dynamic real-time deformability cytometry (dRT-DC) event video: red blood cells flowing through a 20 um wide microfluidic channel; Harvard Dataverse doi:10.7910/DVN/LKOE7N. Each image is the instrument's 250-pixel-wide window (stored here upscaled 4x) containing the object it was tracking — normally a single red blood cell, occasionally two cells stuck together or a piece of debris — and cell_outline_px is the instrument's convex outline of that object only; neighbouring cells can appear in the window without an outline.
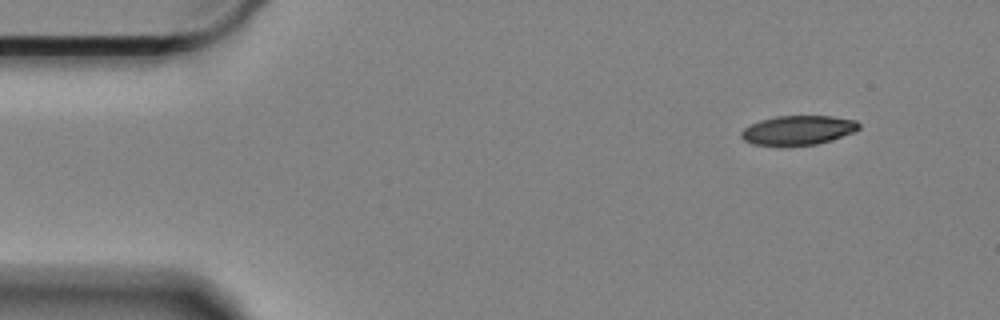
{"species": "Egyptian fruit bat (a non-hibernating species)", "species_latin": "Rousettus aegyptiacus", "temperature_condition": "cold", "stored_images_in_passage": 55, "camera_frame_rate_fps": 3000, "um_per_image_px": 0.085, "animal": {"sex": "female"}, "frame": {"image": 1, "passage_image": 1, "time_ms": 0.0, "image_size_px": [1000, 320], "cell_outline_px": [[860, 128], [852, 132], [832, 140], [816, 144], [780, 148], [752, 144], [744, 140], [740, 136], [740, 132], [744, 128], [760, 120], [776, 116], [832, 116], [856, 120], [860, 124]], "centroid_in_image_um": [67.79, 11.1], "position_along_channel_um": 17.2, "area_um2": 20.63}}
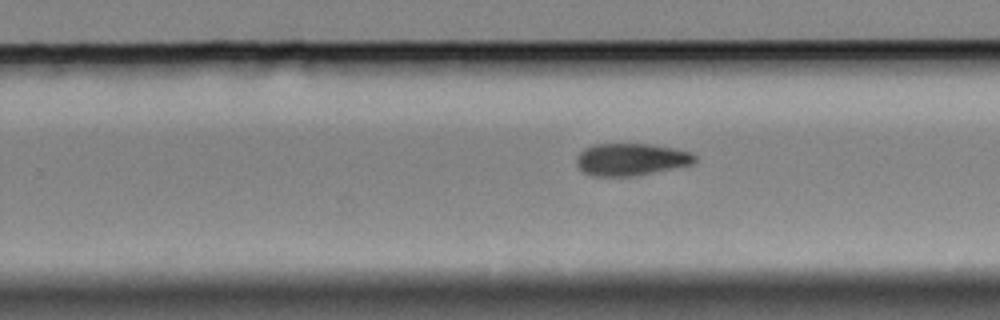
{"frame": {"image": 2, "passage_image": 32, "time_ms": 10.333, "image_size_px": [1000, 320], "cell_outline_px": [[696, 160], [692, 164], [636, 176], [592, 176], [584, 172], [576, 164], [576, 156], [584, 148], [592, 144], [648, 144], [672, 148], [688, 152], [696, 156]], "centroid_in_image_um": [53.59, 13.55], "position_along_channel_um": 276.2, "area_um2": 22.14}}
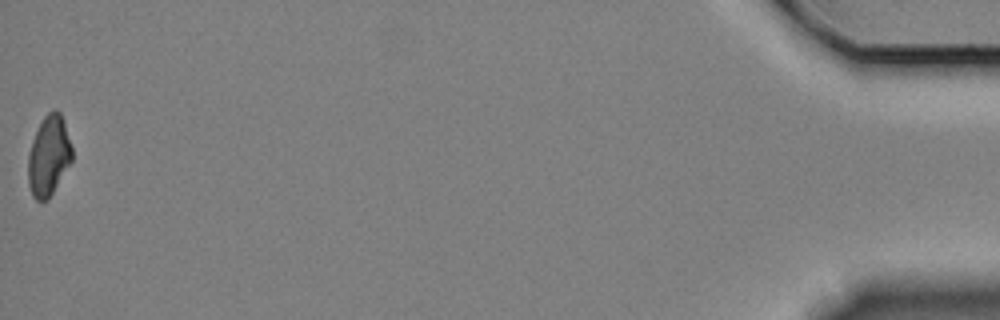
{"frame": {"image": 3, "passage_image": 55, "time_ms": 18.0, "image_size_px": [1000, 320], "cell_outline_px": [[72, 160], [48, 200], [36, 200], [32, 196], [28, 184], [28, 156], [32, 140], [44, 116], [48, 112], [56, 108], [60, 112], [72, 148]], "centroid_in_image_um": [4.13, 13.26], "position_along_channel_um": 431.1, "area_um2": 20.29}, "authors_computed_cell_mechanics": {"area_um2": 21.8484, "velocity_mm_per_s": 3.3139, "shape_relaxation_time_tau1_ms": 6.314, "shape_relaxation_time_tau2_ms": null, "deformation_change_tau1": 0.133, "deformation_change_tau2": null}}